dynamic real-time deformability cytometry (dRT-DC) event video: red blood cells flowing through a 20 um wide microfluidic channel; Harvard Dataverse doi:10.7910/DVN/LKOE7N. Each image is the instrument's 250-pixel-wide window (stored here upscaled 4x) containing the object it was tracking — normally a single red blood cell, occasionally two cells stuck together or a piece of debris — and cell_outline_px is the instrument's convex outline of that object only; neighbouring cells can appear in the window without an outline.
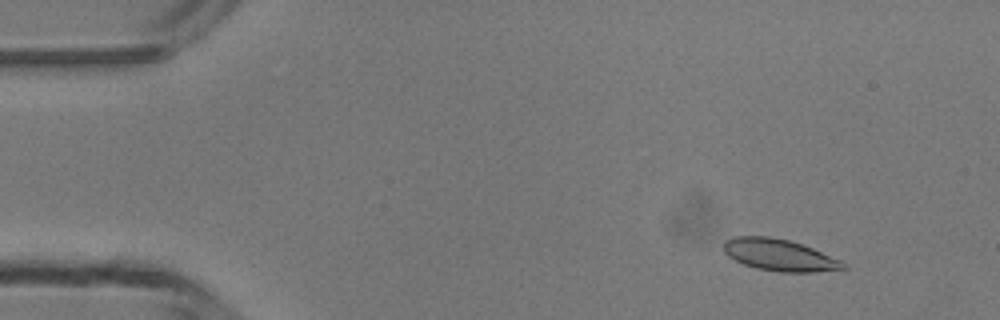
{"species": "common noctule bat (a hibernating species)", "species_latin": "Nyctalus noctula", "temperature_condition": "room temperature", "stored_images_in_passage": 3, "camera_frame_rate_fps": 3000, "um_per_image_px": 0.085, "animal": {"sex": "male", "body_mass_g": 13.3}, "frame": {"image": 1, "passage_image": 1, "time_ms": 0.0, "image_size_px": [1000, 320], "cell_outline_px": [[848, 268], [812, 272], [780, 272], [756, 268], [744, 264], [728, 256], [724, 252], [724, 240], [736, 236], [768, 236], [788, 240], [812, 248], [840, 260], [848, 264]], "centroid_in_image_um": [66.24, 21.68], "position_along_channel_um": 18.8, "area_um2": 21.96}}
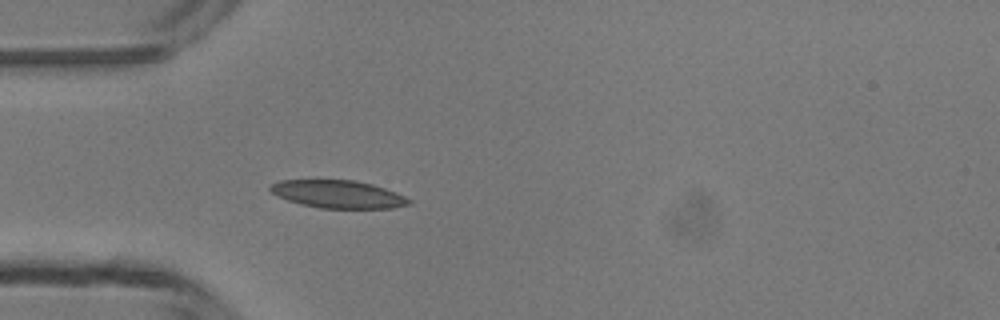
{"frame": {"image": 2, "passage_image": 3, "time_ms": 3.0, "image_size_px": [1000, 320], "cell_outline_px": [[412, 204], [392, 208], [320, 208], [300, 204], [276, 196], [268, 188], [272, 184], [280, 180], [356, 180], [372, 184], [396, 192], [412, 200]], "centroid_in_image_um": [28.75, 16.51], "position_along_channel_um": 56.3, "area_um2": 22.48}}